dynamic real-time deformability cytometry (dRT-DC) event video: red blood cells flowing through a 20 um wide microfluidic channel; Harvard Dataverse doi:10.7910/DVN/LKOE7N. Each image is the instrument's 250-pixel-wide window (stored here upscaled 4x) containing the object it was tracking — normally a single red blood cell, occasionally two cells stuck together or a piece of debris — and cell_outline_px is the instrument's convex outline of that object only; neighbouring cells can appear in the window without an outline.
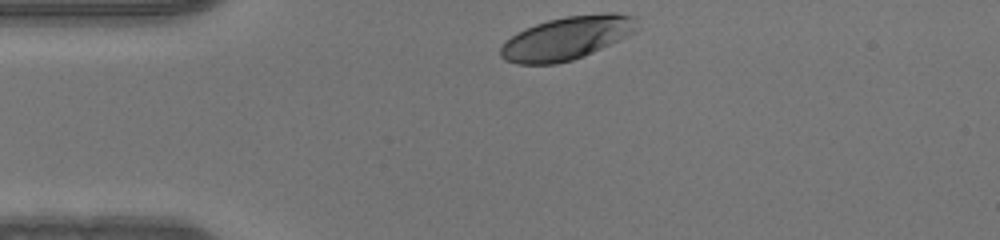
{"species": "human", "species_latin": "Homo sapiens", "temperature_condition": "warm", "stored_images_in_passage": 31, "camera_frame_rate_fps": 3000, "um_per_image_px": 0.085, "donor": {"sex": "male"}, "frame": {"image": 1, "passage_image": 1, "time_ms": 0.0, "image_size_px": [1000, 240], "cell_outline_px": [[640, 28], [636, 32], [628, 36], [584, 56], [572, 60], [556, 64], [520, 64], [504, 60], [500, 56], [500, 48], [512, 36], [536, 24], [548, 20], [564, 16], [604, 12], [616, 12], [636, 16]], "centroid_in_image_um": [48.27, 3.22], "position_along_channel_um": 36.7, "area_um2": 34.56}}
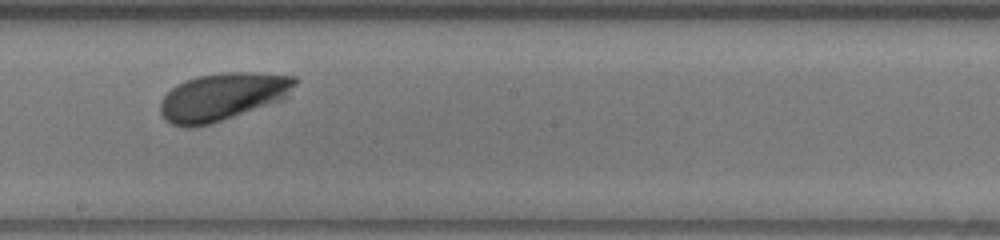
{"frame": {"image": 2, "passage_image": 18, "time_ms": 5.667, "image_size_px": [1000, 240], "cell_outline_px": [[296, 84], [288, 96], [284, 100], [208, 124], [188, 128], [184, 128], [172, 124], [164, 120], [160, 112], [160, 100], [176, 84], [184, 80], [196, 76], [224, 72], [256, 72], [296, 76]], "centroid_in_image_um": [18.92, 8.21], "position_along_channel_um": 229.3, "area_um2": 37.63}}
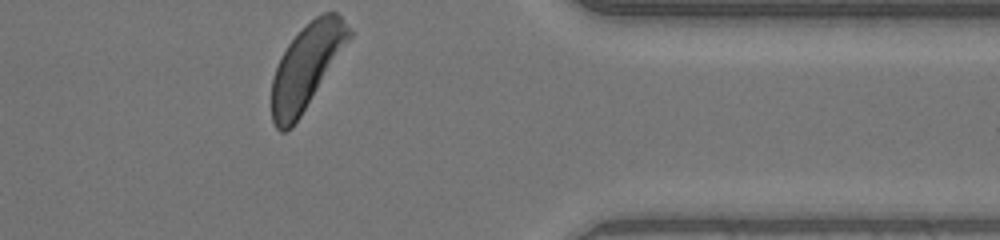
{"frame": {"image": 3, "passage_image": 31, "time_ms": 10.0, "image_size_px": [1000, 240], "cell_outline_px": [[352, 36], [300, 116], [292, 128], [284, 132], [280, 132], [276, 128], [272, 120], [272, 80], [276, 68], [288, 44], [316, 16], [324, 12], [336, 12], [340, 16], [352, 32]], "centroid_in_image_um": [26.04, 5.69], "position_along_channel_um": 385.4, "area_um2": 36.88}}